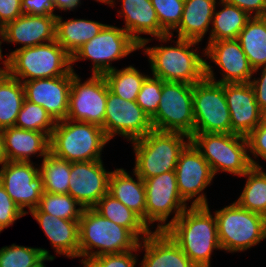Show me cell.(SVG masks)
I'll use <instances>...</instances> for the list:
<instances>
[{
    "instance_id": "obj_1",
    "label": "cell",
    "mask_w": 266,
    "mask_h": 267,
    "mask_svg": "<svg viewBox=\"0 0 266 267\" xmlns=\"http://www.w3.org/2000/svg\"><path fill=\"white\" fill-rule=\"evenodd\" d=\"M165 231L197 267H211L213 251L222 250L209 205L188 206Z\"/></svg>"
},
{
    "instance_id": "obj_2",
    "label": "cell",
    "mask_w": 266,
    "mask_h": 267,
    "mask_svg": "<svg viewBox=\"0 0 266 267\" xmlns=\"http://www.w3.org/2000/svg\"><path fill=\"white\" fill-rule=\"evenodd\" d=\"M172 37V35H166L155 39L162 43L171 41L176 46H163V44L152 47L140 46L148 58L152 75L163 81L183 82L190 85L202 81L205 78L206 59L197 53L199 42L181 38L173 41Z\"/></svg>"
},
{
    "instance_id": "obj_3",
    "label": "cell",
    "mask_w": 266,
    "mask_h": 267,
    "mask_svg": "<svg viewBox=\"0 0 266 267\" xmlns=\"http://www.w3.org/2000/svg\"><path fill=\"white\" fill-rule=\"evenodd\" d=\"M139 243L140 240L129 229L102 217L93 208L83 210L79 219V257L83 258L82 264L103 254L139 250Z\"/></svg>"
},
{
    "instance_id": "obj_4",
    "label": "cell",
    "mask_w": 266,
    "mask_h": 267,
    "mask_svg": "<svg viewBox=\"0 0 266 267\" xmlns=\"http://www.w3.org/2000/svg\"><path fill=\"white\" fill-rule=\"evenodd\" d=\"M1 63L11 77L22 83L41 78L67 75L71 70V56L56 41L15 49Z\"/></svg>"
},
{
    "instance_id": "obj_5",
    "label": "cell",
    "mask_w": 266,
    "mask_h": 267,
    "mask_svg": "<svg viewBox=\"0 0 266 267\" xmlns=\"http://www.w3.org/2000/svg\"><path fill=\"white\" fill-rule=\"evenodd\" d=\"M108 142L102 127L64 119L56 121L49 146L54 156L73 163L102 160V150Z\"/></svg>"
},
{
    "instance_id": "obj_6",
    "label": "cell",
    "mask_w": 266,
    "mask_h": 267,
    "mask_svg": "<svg viewBox=\"0 0 266 267\" xmlns=\"http://www.w3.org/2000/svg\"><path fill=\"white\" fill-rule=\"evenodd\" d=\"M190 143V136L181 132L152 130L131 141L135 153L133 171L143 180L175 171L180 153Z\"/></svg>"
},
{
    "instance_id": "obj_7",
    "label": "cell",
    "mask_w": 266,
    "mask_h": 267,
    "mask_svg": "<svg viewBox=\"0 0 266 267\" xmlns=\"http://www.w3.org/2000/svg\"><path fill=\"white\" fill-rule=\"evenodd\" d=\"M190 142L206 159L214 175L226 172L241 177L252 167L247 137L232 133H194Z\"/></svg>"
},
{
    "instance_id": "obj_8",
    "label": "cell",
    "mask_w": 266,
    "mask_h": 267,
    "mask_svg": "<svg viewBox=\"0 0 266 267\" xmlns=\"http://www.w3.org/2000/svg\"><path fill=\"white\" fill-rule=\"evenodd\" d=\"M214 213L222 250L244 252L266 239V217L240 207L235 201Z\"/></svg>"
},
{
    "instance_id": "obj_9",
    "label": "cell",
    "mask_w": 266,
    "mask_h": 267,
    "mask_svg": "<svg viewBox=\"0 0 266 267\" xmlns=\"http://www.w3.org/2000/svg\"><path fill=\"white\" fill-rule=\"evenodd\" d=\"M140 45L121 27L105 25L71 57V67L80 60H91L92 74H104L116 67L111 62L125 58L139 50Z\"/></svg>"
},
{
    "instance_id": "obj_10",
    "label": "cell",
    "mask_w": 266,
    "mask_h": 267,
    "mask_svg": "<svg viewBox=\"0 0 266 267\" xmlns=\"http://www.w3.org/2000/svg\"><path fill=\"white\" fill-rule=\"evenodd\" d=\"M154 130L194 134L193 85L162 80L158 110L151 118Z\"/></svg>"
},
{
    "instance_id": "obj_11",
    "label": "cell",
    "mask_w": 266,
    "mask_h": 267,
    "mask_svg": "<svg viewBox=\"0 0 266 267\" xmlns=\"http://www.w3.org/2000/svg\"><path fill=\"white\" fill-rule=\"evenodd\" d=\"M194 133H231L224 84L207 78L193 85Z\"/></svg>"
},
{
    "instance_id": "obj_12",
    "label": "cell",
    "mask_w": 266,
    "mask_h": 267,
    "mask_svg": "<svg viewBox=\"0 0 266 267\" xmlns=\"http://www.w3.org/2000/svg\"><path fill=\"white\" fill-rule=\"evenodd\" d=\"M146 191V224L150 228L158 222L155 230L165 231L187 208L182 199L175 171H167L144 180ZM174 213L170 221L168 217ZM168 222V223H167Z\"/></svg>"
},
{
    "instance_id": "obj_13",
    "label": "cell",
    "mask_w": 266,
    "mask_h": 267,
    "mask_svg": "<svg viewBox=\"0 0 266 267\" xmlns=\"http://www.w3.org/2000/svg\"><path fill=\"white\" fill-rule=\"evenodd\" d=\"M86 79L81 82V78L73 68L66 119L103 127L108 84L103 74H92L90 78Z\"/></svg>"
},
{
    "instance_id": "obj_14",
    "label": "cell",
    "mask_w": 266,
    "mask_h": 267,
    "mask_svg": "<svg viewBox=\"0 0 266 267\" xmlns=\"http://www.w3.org/2000/svg\"><path fill=\"white\" fill-rule=\"evenodd\" d=\"M205 59L211 60L221 70L222 78L216 80L213 67L205 60V78L225 83H247L254 76L251 67L241 45L237 39L218 40L207 43L202 51Z\"/></svg>"
},
{
    "instance_id": "obj_15",
    "label": "cell",
    "mask_w": 266,
    "mask_h": 267,
    "mask_svg": "<svg viewBox=\"0 0 266 267\" xmlns=\"http://www.w3.org/2000/svg\"><path fill=\"white\" fill-rule=\"evenodd\" d=\"M102 129L109 140L120 135L131 142L144 137L153 126L136 101L124 100L108 90Z\"/></svg>"
},
{
    "instance_id": "obj_16",
    "label": "cell",
    "mask_w": 266,
    "mask_h": 267,
    "mask_svg": "<svg viewBox=\"0 0 266 267\" xmlns=\"http://www.w3.org/2000/svg\"><path fill=\"white\" fill-rule=\"evenodd\" d=\"M0 166V183L22 212L28 214L37 208L44 193L39 166L17 161H4Z\"/></svg>"
},
{
    "instance_id": "obj_17",
    "label": "cell",
    "mask_w": 266,
    "mask_h": 267,
    "mask_svg": "<svg viewBox=\"0 0 266 267\" xmlns=\"http://www.w3.org/2000/svg\"><path fill=\"white\" fill-rule=\"evenodd\" d=\"M178 191L182 199L191 206H208L204 192L215 175L201 153L190 142L180 153L175 168Z\"/></svg>"
},
{
    "instance_id": "obj_18",
    "label": "cell",
    "mask_w": 266,
    "mask_h": 267,
    "mask_svg": "<svg viewBox=\"0 0 266 267\" xmlns=\"http://www.w3.org/2000/svg\"><path fill=\"white\" fill-rule=\"evenodd\" d=\"M103 160L71 163L68 194L83 208H93L108 193L109 177Z\"/></svg>"
},
{
    "instance_id": "obj_19",
    "label": "cell",
    "mask_w": 266,
    "mask_h": 267,
    "mask_svg": "<svg viewBox=\"0 0 266 267\" xmlns=\"http://www.w3.org/2000/svg\"><path fill=\"white\" fill-rule=\"evenodd\" d=\"M73 69L64 76L24 81L25 99L42 106L55 121L67 118Z\"/></svg>"
},
{
    "instance_id": "obj_20",
    "label": "cell",
    "mask_w": 266,
    "mask_h": 267,
    "mask_svg": "<svg viewBox=\"0 0 266 267\" xmlns=\"http://www.w3.org/2000/svg\"><path fill=\"white\" fill-rule=\"evenodd\" d=\"M224 94L231 118V133L247 137L262 121L253 87L247 83H225Z\"/></svg>"
},
{
    "instance_id": "obj_21",
    "label": "cell",
    "mask_w": 266,
    "mask_h": 267,
    "mask_svg": "<svg viewBox=\"0 0 266 267\" xmlns=\"http://www.w3.org/2000/svg\"><path fill=\"white\" fill-rule=\"evenodd\" d=\"M121 10L118 17H123L125 25L122 27L140 46H146L152 38H143L141 34L152 37L168 35L160 26L156 11L151 0H119ZM108 5L115 7V0H107Z\"/></svg>"
},
{
    "instance_id": "obj_22",
    "label": "cell",
    "mask_w": 266,
    "mask_h": 267,
    "mask_svg": "<svg viewBox=\"0 0 266 267\" xmlns=\"http://www.w3.org/2000/svg\"><path fill=\"white\" fill-rule=\"evenodd\" d=\"M56 18L22 14L4 27V42L21 44L17 49L33 47L55 40Z\"/></svg>"
},
{
    "instance_id": "obj_23",
    "label": "cell",
    "mask_w": 266,
    "mask_h": 267,
    "mask_svg": "<svg viewBox=\"0 0 266 267\" xmlns=\"http://www.w3.org/2000/svg\"><path fill=\"white\" fill-rule=\"evenodd\" d=\"M141 248L140 267H197L166 231L153 230L140 241Z\"/></svg>"
},
{
    "instance_id": "obj_24",
    "label": "cell",
    "mask_w": 266,
    "mask_h": 267,
    "mask_svg": "<svg viewBox=\"0 0 266 267\" xmlns=\"http://www.w3.org/2000/svg\"><path fill=\"white\" fill-rule=\"evenodd\" d=\"M29 213L41 226L58 255L79 257V220H65L42 212L38 207Z\"/></svg>"
},
{
    "instance_id": "obj_25",
    "label": "cell",
    "mask_w": 266,
    "mask_h": 267,
    "mask_svg": "<svg viewBox=\"0 0 266 267\" xmlns=\"http://www.w3.org/2000/svg\"><path fill=\"white\" fill-rule=\"evenodd\" d=\"M50 138L43 132L12 126L2 130L5 161L32 162L31 155L42 159L50 152Z\"/></svg>"
},
{
    "instance_id": "obj_26",
    "label": "cell",
    "mask_w": 266,
    "mask_h": 267,
    "mask_svg": "<svg viewBox=\"0 0 266 267\" xmlns=\"http://www.w3.org/2000/svg\"><path fill=\"white\" fill-rule=\"evenodd\" d=\"M116 168L109 177L108 193L138 214L146 223V191L144 180L133 171ZM136 180V181H135Z\"/></svg>"
},
{
    "instance_id": "obj_27",
    "label": "cell",
    "mask_w": 266,
    "mask_h": 267,
    "mask_svg": "<svg viewBox=\"0 0 266 267\" xmlns=\"http://www.w3.org/2000/svg\"><path fill=\"white\" fill-rule=\"evenodd\" d=\"M218 0H184L181 22L174 30L176 38L201 42L210 30Z\"/></svg>"
},
{
    "instance_id": "obj_28",
    "label": "cell",
    "mask_w": 266,
    "mask_h": 267,
    "mask_svg": "<svg viewBox=\"0 0 266 267\" xmlns=\"http://www.w3.org/2000/svg\"><path fill=\"white\" fill-rule=\"evenodd\" d=\"M93 20L56 18L55 40L72 57L77 50L94 38L105 26Z\"/></svg>"
},
{
    "instance_id": "obj_29",
    "label": "cell",
    "mask_w": 266,
    "mask_h": 267,
    "mask_svg": "<svg viewBox=\"0 0 266 267\" xmlns=\"http://www.w3.org/2000/svg\"><path fill=\"white\" fill-rule=\"evenodd\" d=\"M102 217L129 229L140 241L152 231L143 219L109 193L93 207Z\"/></svg>"
},
{
    "instance_id": "obj_30",
    "label": "cell",
    "mask_w": 266,
    "mask_h": 267,
    "mask_svg": "<svg viewBox=\"0 0 266 267\" xmlns=\"http://www.w3.org/2000/svg\"><path fill=\"white\" fill-rule=\"evenodd\" d=\"M218 4L223 7L219 11L215 7L208 43L218 40L238 39L239 33L251 17L237 6L224 0H219Z\"/></svg>"
},
{
    "instance_id": "obj_31",
    "label": "cell",
    "mask_w": 266,
    "mask_h": 267,
    "mask_svg": "<svg viewBox=\"0 0 266 267\" xmlns=\"http://www.w3.org/2000/svg\"><path fill=\"white\" fill-rule=\"evenodd\" d=\"M237 40L254 70L266 66V16L251 17Z\"/></svg>"
},
{
    "instance_id": "obj_32",
    "label": "cell",
    "mask_w": 266,
    "mask_h": 267,
    "mask_svg": "<svg viewBox=\"0 0 266 267\" xmlns=\"http://www.w3.org/2000/svg\"><path fill=\"white\" fill-rule=\"evenodd\" d=\"M24 99L23 83L0 70V130L15 126Z\"/></svg>"
},
{
    "instance_id": "obj_33",
    "label": "cell",
    "mask_w": 266,
    "mask_h": 267,
    "mask_svg": "<svg viewBox=\"0 0 266 267\" xmlns=\"http://www.w3.org/2000/svg\"><path fill=\"white\" fill-rule=\"evenodd\" d=\"M262 166H252L242 177L246 183L238 199L240 207L266 217V173Z\"/></svg>"
},
{
    "instance_id": "obj_34",
    "label": "cell",
    "mask_w": 266,
    "mask_h": 267,
    "mask_svg": "<svg viewBox=\"0 0 266 267\" xmlns=\"http://www.w3.org/2000/svg\"><path fill=\"white\" fill-rule=\"evenodd\" d=\"M71 162L54 156L49 152L39 165L44 192L68 194Z\"/></svg>"
},
{
    "instance_id": "obj_35",
    "label": "cell",
    "mask_w": 266,
    "mask_h": 267,
    "mask_svg": "<svg viewBox=\"0 0 266 267\" xmlns=\"http://www.w3.org/2000/svg\"><path fill=\"white\" fill-rule=\"evenodd\" d=\"M109 90L120 98L127 101H136L142 83L149 76L139 72L132 65L122 68H115L103 74Z\"/></svg>"
},
{
    "instance_id": "obj_36",
    "label": "cell",
    "mask_w": 266,
    "mask_h": 267,
    "mask_svg": "<svg viewBox=\"0 0 266 267\" xmlns=\"http://www.w3.org/2000/svg\"><path fill=\"white\" fill-rule=\"evenodd\" d=\"M55 256L44 248L19 246L13 243L0 249V267H46L45 261Z\"/></svg>"
},
{
    "instance_id": "obj_37",
    "label": "cell",
    "mask_w": 266,
    "mask_h": 267,
    "mask_svg": "<svg viewBox=\"0 0 266 267\" xmlns=\"http://www.w3.org/2000/svg\"><path fill=\"white\" fill-rule=\"evenodd\" d=\"M55 125L56 121L42 106L24 99L15 127L43 132L50 138Z\"/></svg>"
},
{
    "instance_id": "obj_38",
    "label": "cell",
    "mask_w": 266,
    "mask_h": 267,
    "mask_svg": "<svg viewBox=\"0 0 266 267\" xmlns=\"http://www.w3.org/2000/svg\"><path fill=\"white\" fill-rule=\"evenodd\" d=\"M38 208L44 213L65 220H79L84 210L83 206L69 194L47 192L41 195Z\"/></svg>"
},
{
    "instance_id": "obj_39",
    "label": "cell",
    "mask_w": 266,
    "mask_h": 267,
    "mask_svg": "<svg viewBox=\"0 0 266 267\" xmlns=\"http://www.w3.org/2000/svg\"><path fill=\"white\" fill-rule=\"evenodd\" d=\"M161 28L174 36V30L182 19L184 0H151Z\"/></svg>"
},
{
    "instance_id": "obj_40",
    "label": "cell",
    "mask_w": 266,
    "mask_h": 267,
    "mask_svg": "<svg viewBox=\"0 0 266 267\" xmlns=\"http://www.w3.org/2000/svg\"><path fill=\"white\" fill-rule=\"evenodd\" d=\"M162 93V80L154 76H148L142 83L137 95L136 103L144 110L150 119L158 110Z\"/></svg>"
},
{
    "instance_id": "obj_41",
    "label": "cell",
    "mask_w": 266,
    "mask_h": 267,
    "mask_svg": "<svg viewBox=\"0 0 266 267\" xmlns=\"http://www.w3.org/2000/svg\"><path fill=\"white\" fill-rule=\"evenodd\" d=\"M139 250H131L124 253L103 254L91 258L83 265L85 267H135Z\"/></svg>"
},
{
    "instance_id": "obj_42",
    "label": "cell",
    "mask_w": 266,
    "mask_h": 267,
    "mask_svg": "<svg viewBox=\"0 0 266 267\" xmlns=\"http://www.w3.org/2000/svg\"><path fill=\"white\" fill-rule=\"evenodd\" d=\"M24 215L0 183V232Z\"/></svg>"
},
{
    "instance_id": "obj_43",
    "label": "cell",
    "mask_w": 266,
    "mask_h": 267,
    "mask_svg": "<svg viewBox=\"0 0 266 267\" xmlns=\"http://www.w3.org/2000/svg\"><path fill=\"white\" fill-rule=\"evenodd\" d=\"M249 159L252 166H260L256 158L266 161V122L262 121L248 136ZM254 156V158L251 157Z\"/></svg>"
},
{
    "instance_id": "obj_44",
    "label": "cell",
    "mask_w": 266,
    "mask_h": 267,
    "mask_svg": "<svg viewBox=\"0 0 266 267\" xmlns=\"http://www.w3.org/2000/svg\"><path fill=\"white\" fill-rule=\"evenodd\" d=\"M21 8L23 14L53 16L55 18L59 16L54 13L56 8L53 0H21Z\"/></svg>"
},
{
    "instance_id": "obj_45",
    "label": "cell",
    "mask_w": 266,
    "mask_h": 267,
    "mask_svg": "<svg viewBox=\"0 0 266 267\" xmlns=\"http://www.w3.org/2000/svg\"><path fill=\"white\" fill-rule=\"evenodd\" d=\"M225 2L237 6L250 17L266 16V0H224Z\"/></svg>"
},
{
    "instance_id": "obj_46",
    "label": "cell",
    "mask_w": 266,
    "mask_h": 267,
    "mask_svg": "<svg viewBox=\"0 0 266 267\" xmlns=\"http://www.w3.org/2000/svg\"><path fill=\"white\" fill-rule=\"evenodd\" d=\"M23 14L21 0H0V25L5 26Z\"/></svg>"
},
{
    "instance_id": "obj_47",
    "label": "cell",
    "mask_w": 266,
    "mask_h": 267,
    "mask_svg": "<svg viewBox=\"0 0 266 267\" xmlns=\"http://www.w3.org/2000/svg\"><path fill=\"white\" fill-rule=\"evenodd\" d=\"M260 69V78L251 79L250 84L254 89L257 104L262 112L266 111V66L257 68L253 74H257Z\"/></svg>"
},
{
    "instance_id": "obj_48",
    "label": "cell",
    "mask_w": 266,
    "mask_h": 267,
    "mask_svg": "<svg viewBox=\"0 0 266 267\" xmlns=\"http://www.w3.org/2000/svg\"><path fill=\"white\" fill-rule=\"evenodd\" d=\"M56 10L59 11H73L80 6L81 0H53Z\"/></svg>"
},
{
    "instance_id": "obj_49",
    "label": "cell",
    "mask_w": 266,
    "mask_h": 267,
    "mask_svg": "<svg viewBox=\"0 0 266 267\" xmlns=\"http://www.w3.org/2000/svg\"><path fill=\"white\" fill-rule=\"evenodd\" d=\"M0 61L3 60V56L2 55V47H1V44L4 42V29H3V26L0 25ZM0 70H2V68L0 67Z\"/></svg>"
},
{
    "instance_id": "obj_50",
    "label": "cell",
    "mask_w": 266,
    "mask_h": 267,
    "mask_svg": "<svg viewBox=\"0 0 266 267\" xmlns=\"http://www.w3.org/2000/svg\"><path fill=\"white\" fill-rule=\"evenodd\" d=\"M5 161L2 143V130H0V165Z\"/></svg>"
},
{
    "instance_id": "obj_51",
    "label": "cell",
    "mask_w": 266,
    "mask_h": 267,
    "mask_svg": "<svg viewBox=\"0 0 266 267\" xmlns=\"http://www.w3.org/2000/svg\"><path fill=\"white\" fill-rule=\"evenodd\" d=\"M95 1L100 2V3H104V4L107 3V0H95Z\"/></svg>"
},
{
    "instance_id": "obj_52",
    "label": "cell",
    "mask_w": 266,
    "mask_h": 267,
    "mask_svg": "<svg viewBox=\"0 0 266 267\" xmlns=\"http://www.w3.org/2000/svg\"><path fill=\"white\" fill-rule=\"evenodd\" d=\"M263 121L266 122V111L263 112Z\"/></svg>"
}]
</instances>
